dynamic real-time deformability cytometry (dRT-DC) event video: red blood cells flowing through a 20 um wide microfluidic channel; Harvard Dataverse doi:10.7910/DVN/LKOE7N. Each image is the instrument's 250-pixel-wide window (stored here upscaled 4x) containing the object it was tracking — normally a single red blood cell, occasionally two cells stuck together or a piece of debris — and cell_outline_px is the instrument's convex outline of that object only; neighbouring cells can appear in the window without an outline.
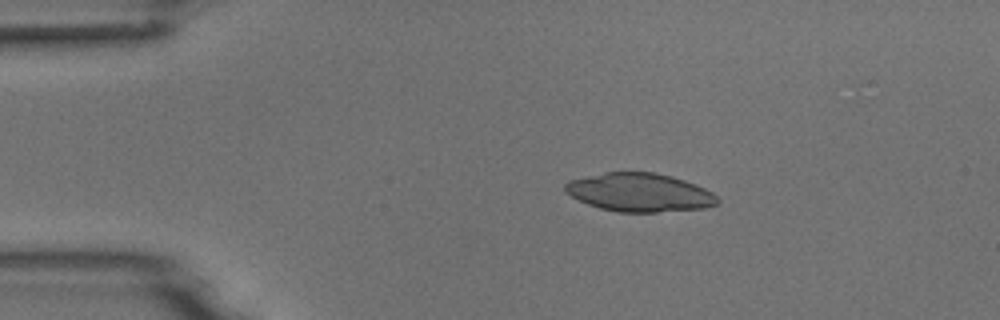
{"species": "common noctule bat (a hibernating species)", "species_latin": "Nyctalus noctula", "temperature_condition": "room temperature", "stored_images_in_passage": 6, "camera_frame_rate_fps": 3000, "um_per_image_px": 0.085, "animal": {"sex": "male", "body_mass_g": 18.8}, "frame": {"image": 1, "passage_image": 2, "time_ms": 2.0, "image_size_px": [1000, 320], "cell_outline_px": [[720, 204], [704, 208], [656, 212], [616, 212], [600, 208], [588, 204], [564, 192], [564, 184], [568, 180], [604, 172], [656, 172], [672, 176], [696, 184], [712, 192], [720, 200]], "centroid_in_image_um": [54.37, 16.35], "position_along_channel_um": 30.6, "area_um2": 34.33}}